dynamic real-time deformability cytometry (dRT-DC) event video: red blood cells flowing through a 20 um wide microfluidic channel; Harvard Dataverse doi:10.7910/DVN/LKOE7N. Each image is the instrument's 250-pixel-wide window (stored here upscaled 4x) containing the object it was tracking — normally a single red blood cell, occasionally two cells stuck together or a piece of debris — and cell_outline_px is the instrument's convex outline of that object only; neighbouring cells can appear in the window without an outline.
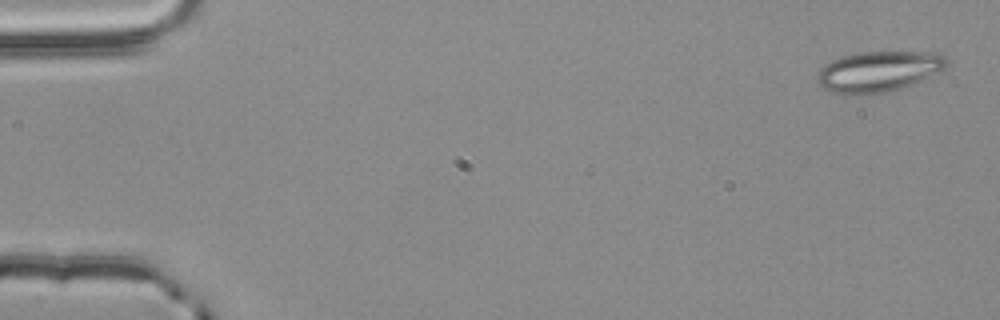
{"species": "common noctule bat (a hibernating species)", "species_latin": "Nyctalus noctula", "temperature_condition": "room temperature", "stored_images_in_passage": 54, "camera_frame_rate_fps": 3000, "um_per_image_px": 0.085, "animal": {"sex": "male", "body_mass_g": 20.4}, "frame": {"image": 1, "passage_image": 1, "time_ms": 0.0, "image_size_px": [1000, 320], "cell_outline_px": [[948, 64], [944, 68], [920, 80], [900, 88], [884, 92], [860, 96], [844, 96], [832, 92], [824, 88], [820, 84], [816, 76], [820, 68], [824, 64], [832, 60], [844, 56], [860, 52], [940, 52], [948, 56]], "centroid_in_image_um": [74.65, 6.08], "position_along_channel_um": 10.4, "area_um2": 30.81}}
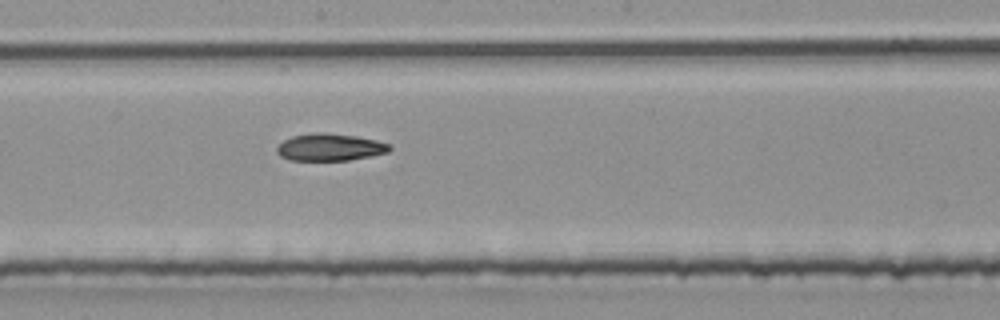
{"frame": {"image": 2, "passage_image": 29, "time_ms": 9.333, "image_size_px": [1000, 320], "cell_outline_px": [[392, 148], [388, 152], [348, 160], [288, 160], [280, 156], [276, 152], [276, 148], [284, 140], [292, 136], [312, 132], [324, 132], [356, 136], [376, 140], [392, 144]], "centroid_in_image_um": [28.03, 12.5], "position_along_channel_um": 220.2, "area_um2": 17.92}}
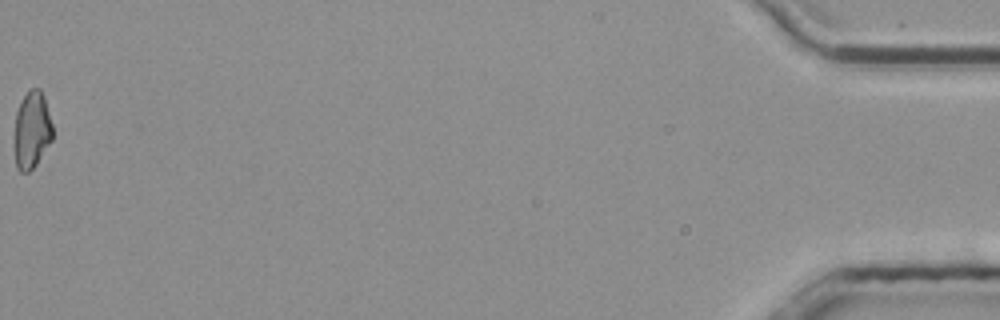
{"frame": {"image": 3, "passage_image": 54, "time_ms": 17.667, "image_size_px": [1000, 320], "cell_outline_px": [[52, 140], [36, 164], [28, 172], [20, 172], [16, 168], [12, 140], [16, 112], [20, 100], [32, 88], [40, 88], [44, 96], [52, 124]], "centroid_in_image_um": [2.66, 11.07], "position_along_channel_um": 432.5, "area_um2": 17.63}, "authors_computed_cell_mechanics": {"area_um2": 18.3226, "velocity_mm_per_s": 3.8278, "shape_relaxation_time_tau1_ms": null, "shape_relaxation_time_tau2_ms": 6.6133, "deformation_change_tau1": null, "deformation_change_tau2": 0.1428}}